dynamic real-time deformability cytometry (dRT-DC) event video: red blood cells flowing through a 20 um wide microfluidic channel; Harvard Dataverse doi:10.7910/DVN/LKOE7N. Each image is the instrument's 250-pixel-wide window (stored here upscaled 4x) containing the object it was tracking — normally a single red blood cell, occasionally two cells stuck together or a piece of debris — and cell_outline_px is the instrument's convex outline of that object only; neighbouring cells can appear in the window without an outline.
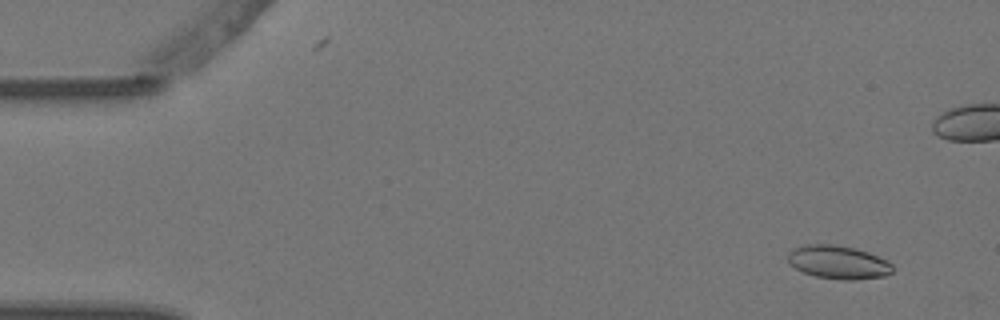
{"species": "Egyptian fruit bat (a non-hibernating species)", "species_latin": "Rousettus aegyptiacus", "temperature_condition": "warm", "stored_images_in_passage": 5, "camera_frame_rate_fps": 3000, "um_per_image_px": 0.085, "animal": {"sex": "female"}, "frame": {"image": 1, "passage_image": 1, "time_ms": 0.0, "image_size_px": [1000, 320], "cell_outline_px": [[892, 272], [884, 276], [852, 280], [844, 280], [816, 276], [804, 272], [788, 264], [788, 252], [792, 248], [808, 244], [832, 244], [856, 248], [868, 252], [888, 260], [892, 264]], "centroid_in_image_um": [71.24, 22.28], "position_along_channel_um": 13.8, "area_um2": 20.4}}